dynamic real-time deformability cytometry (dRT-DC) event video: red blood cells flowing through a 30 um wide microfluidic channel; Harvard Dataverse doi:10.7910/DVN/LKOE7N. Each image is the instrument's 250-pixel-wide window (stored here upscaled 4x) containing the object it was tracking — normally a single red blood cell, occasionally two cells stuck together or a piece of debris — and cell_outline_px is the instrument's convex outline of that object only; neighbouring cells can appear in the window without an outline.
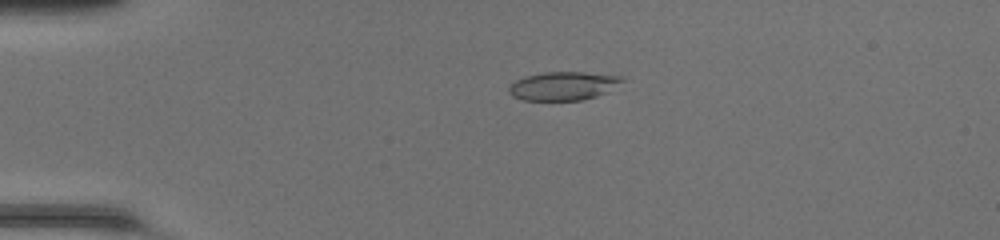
{"species": "common noctule bat (a hibernating species)", "species_latin": "Nyctalus noctula", "temperature_condition": "room temperature", "stored_images_in_passage": 49, "camera_frame_rate_fps": 3000, "um_per_image_px": 0.085, "animal": {"sex": "female", "body_mass_g": 20.0, "forearm_length_mm": 54.0}, "frame": {"image": 1, "passage_image": 12, "time_ms": 3.667, "image_size_px": [1000, 240], "cell_outline_px": [[624, 80], [608, 92], [596, 96], [580, 100], [524, 100], [512, 96], [508, 92], [508, 84], [524, 76], [544, 72], [584, 72], [624, 76]], "centroid_in_image_um": [47.85, 7.29], "position_along_channel_um": 37.1, "area_um2": 18.96}}
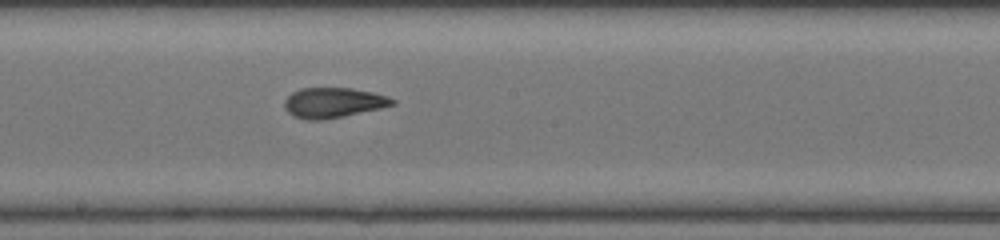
{"frame": {"image": 2, "passage_image": 28, "time_ms": 9.0, "image_size_px": [1000, 240], "cell_outline_px": [[396, 104], [380, 108], [344, 116], [320, 120], [308, 120], [292, 116], [284, 108], [284, 100], [292, 92], [300, 88], [352, 88], [372, 92], [388, 96], [396, 100]], "centroid_in_image_um": [28.31, 8.72], "position_along_channel_um": 219.9, "area_um2": 19.02}}
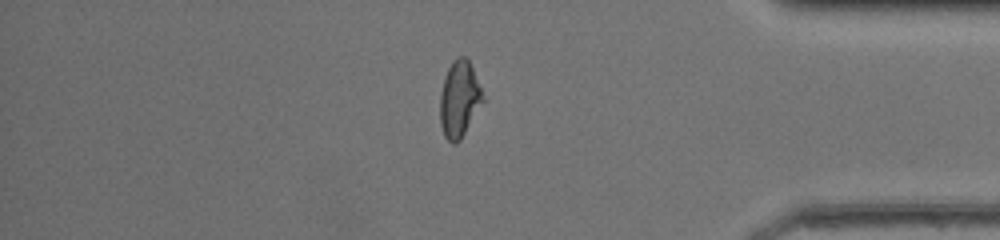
{"frame": {"image": 3, "passage_image": 42, "time_ms": 13.667, "image_size_px": [1000, 240], "cell_outline_px": [[484, 100], [460, 140], [456, 144], [452, 144], [444, 136], [440, 124], [440, 96], [444, 76], [452, 60], [456, 56], [464, 56], [468, 60], [472, 68], [480, 88]], "centroid_in_image_um": [39.01, 8.43], "position_along_channel_um": 396.2, "area_um2": 18.84}, "authors_computed_cell_mechanics": {"area_um2": 19.0162, "velocity_mm_per_s": 4.3137, "shape_relaxation_time_tau1_ms": null, "shape_relaxation_time_tau2_ms": 1.5738, "deformation_change_tau1": null, "deformation_change_tau2": 0.0939}}